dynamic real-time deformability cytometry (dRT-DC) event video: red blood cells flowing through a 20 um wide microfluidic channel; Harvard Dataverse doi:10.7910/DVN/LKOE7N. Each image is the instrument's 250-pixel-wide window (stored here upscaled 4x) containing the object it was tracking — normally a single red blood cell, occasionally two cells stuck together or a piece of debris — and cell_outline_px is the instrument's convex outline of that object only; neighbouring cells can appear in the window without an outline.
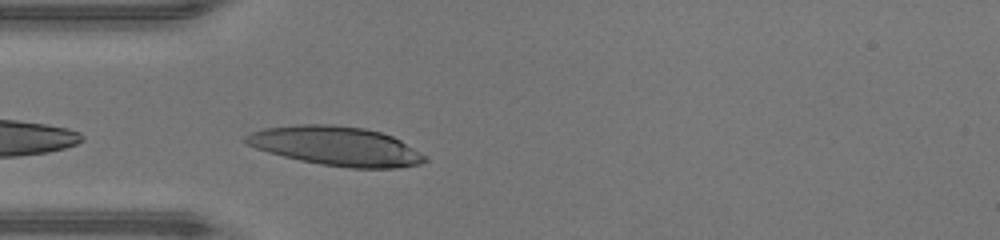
{"species": "human", "species_latin": "Homo sapiens", "temperature_condition": "warm", "stored_images_in_passage": 26, "camera_frame_rate_fps": 3000, "um_per_image_px": 0.085, "donor": {"sex": "male"}, "frame": {"image": 1, "passage_image": 1, "time_ms": 0.0, "image_size_px": [1000, 240], "cell_outline_px": [[428, 160], [420, 164], [396, 168], [348, 168], [320, 164], [300, 160], [268, 152], [256, 148], [240, 140], [244, 136], [252, 132], [264, 128], [296, 124], [332, 124], [364, 128], [380, 132], [392, 136], [400, 140], [428, 156]], "centroid_in_image_um": [28.57, 12.41], "position_along_channel_um": 56.4, "area_um2": 41.04}}
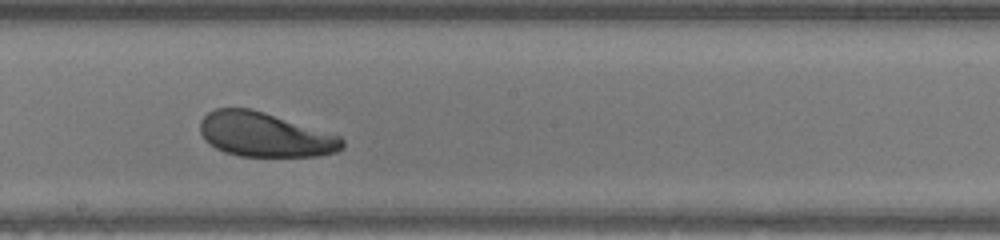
{"frame": {"image": 2, "passage_image": 13, "time_ms": 4.0, "image_size_px": [1000, 240], "cell_outline_px": [[344, 148], [340, 152], [316, 156], [240, 156], [224, 152], [216, 148], [204, 140], [200, 132], [200, 120], [208, 112], [216, 108], [248, 108], [264, 112], [340, 136], [344, 140]], "centroid_in_image_um": [22.51, 11.46], "position_along_channel_um": 225.7, "area_um2": 36.76}}
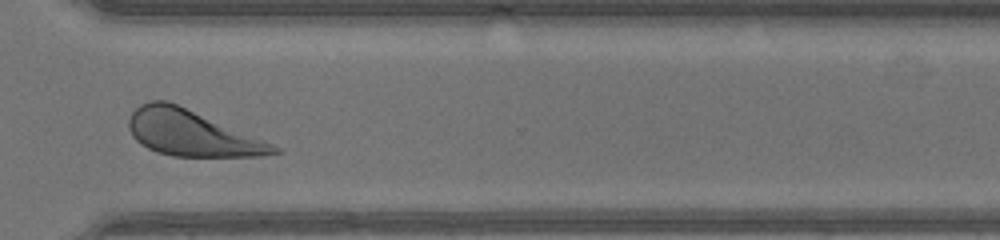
{"frame": {"image": 3, "passage_image": 22, "time_ms": 7.0, "image_size_px": [1000, 240], "cell_outline_px": [[284, 152], [256, 156], [172, 156], [156, 152], [140, 144], [132, 136], [128, 128], [128, 120], [132, 112], [140, 104], [152, 100], [168, 100], [284, 148]], "centroid_in_image_um": [16.29, 11.31], "position_along_channel_um": 354.3, "area_um2": 38.73}, "authors_computed_cell_mechanics": {"area_um2": 38.2347, "velocity_mm_per_s": 4.2974, "shape_relaxation_time_tau1_ms": 1.6158, "shape_relaxation_time_tau2_ms": null, "deformation_change_tau1": 0.1188, "deformation_change_tau2": null}}